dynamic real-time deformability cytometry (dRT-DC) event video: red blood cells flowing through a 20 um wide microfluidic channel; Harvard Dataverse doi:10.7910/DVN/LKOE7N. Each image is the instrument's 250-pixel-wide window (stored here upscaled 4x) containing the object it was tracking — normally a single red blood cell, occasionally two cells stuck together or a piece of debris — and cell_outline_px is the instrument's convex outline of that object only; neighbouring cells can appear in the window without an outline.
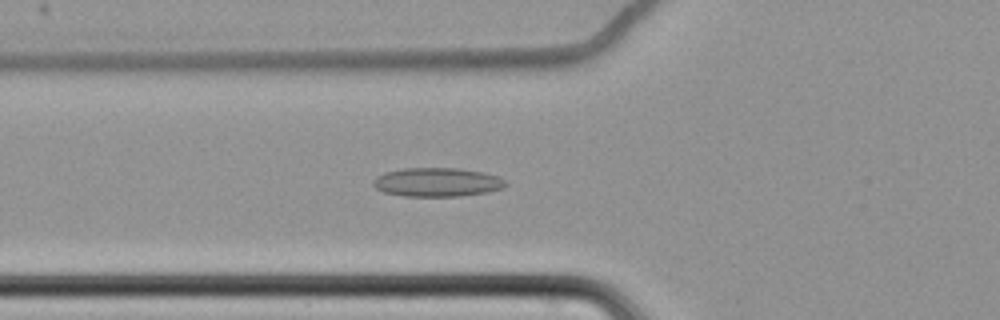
{"species": "common noctule bat (a hibernating species)", "species_latin": "Nyctalus noctula", "temperature_condition": "cold", "stored_images_in_passage": 51, "camera_frame_rate_fps": 3000, "um_per_image_px": 0.085, "animal": {"sex": "female", "body_mass_g": 22.7, "forearm_length_mm": 54.2}, "frame": {"image": 1, "passage_image": 14, "time_ms": 4.333, "image_size_px": [1000, 320], "cell_outline_px": [[508, 184], [504, 188], [488, 192], [460, 196], [404, 196], [384, 192], [376, 188], [372, 184], [372, 180], [376, 176], [384, 172], [404, 168], [456, 168], [484, 172], [500, 176]], "centroid_in_image_um": [37.17, 15.48], "position_along_channel_um": 88.6, "area_um2": 22.48}}
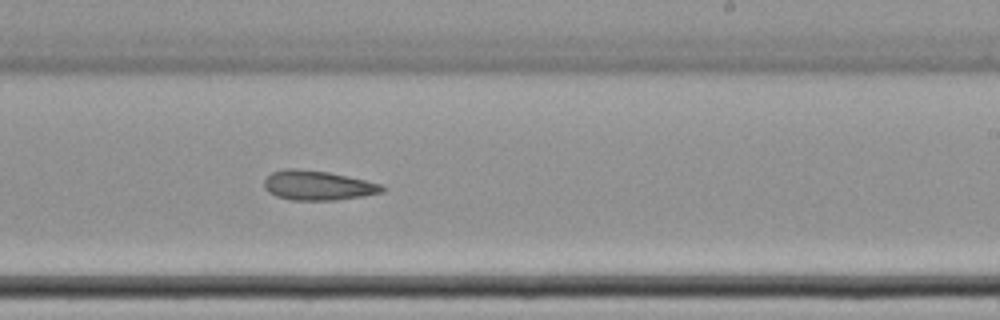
{"frame": {"image": 2, "passage_image": 29, "time_ms": 9.333, "image_size_px": [1000, 320], "cell_outline_px": [[384, 192], [364, 196], [336, 200], [288, 200], [276, 196], [268, 192], [264, 188], [264, 180], [272, 172], [284, 168], [296, 168], [328, 172], [384, 184]], "centroid_in_image_um": [27.01, 15.76], "position_along_channel_um": 262.0, "area_um2": 20.52}}
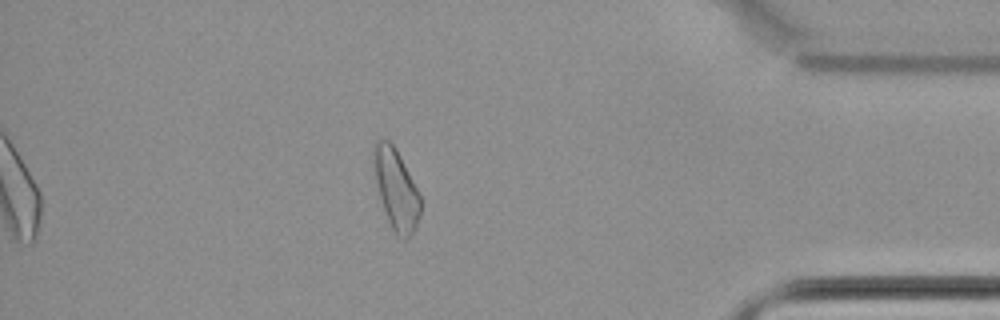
{"frame": {"image": 3, "passage_image": 44, "time_ms": 14.333, "image_size_px": [1000, 320], "cell_outline_px": [[420, 212], [416, 228], [404, 240], [396, 236], [388, 220], [380, 200], [372, 160], [372, 144], [376, 140], [388, 140], [396, 148], [420, 196]], "centroid_in_image_um": [33.63, 16.07], "position_along_channel_um": 401.6, "area_um2": 21.73}}